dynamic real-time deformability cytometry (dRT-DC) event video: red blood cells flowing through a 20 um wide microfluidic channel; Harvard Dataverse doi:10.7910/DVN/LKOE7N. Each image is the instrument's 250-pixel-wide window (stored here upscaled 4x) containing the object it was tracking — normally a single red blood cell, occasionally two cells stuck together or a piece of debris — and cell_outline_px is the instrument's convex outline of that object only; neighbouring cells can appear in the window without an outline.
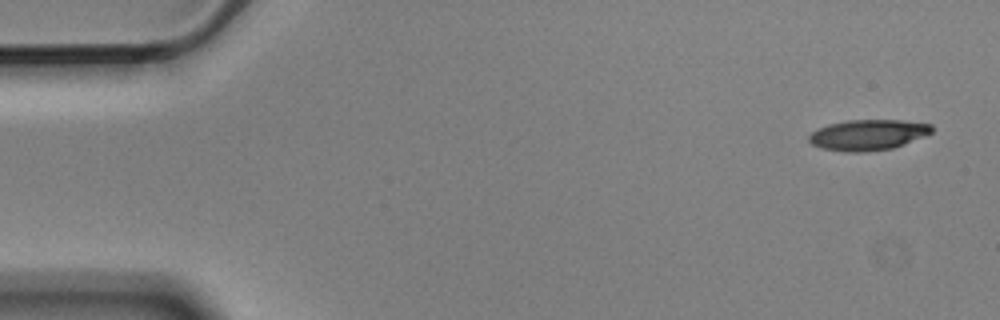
{"species": "Egyptian fruit bat (a non-hibernating species)", "species_latin": "Rousettus aegyptiacus", "temperature_condition": "cold", "stored_images_in_passage": 5, "segment_of_instrument_passage": [1, 2], "camera_frame_rate_fps": 3000, "um_per_image_px": 0.085, "animal": {"sex": "male"}, "frame": {"image": 1, "passage_image": 1, "time_ms": 0.0, "image_size_px": [1000, 320], "cell_outline_px": [[932, 132], [924, 136], [904, 144], [892, 148], [864, 152], [844, 152], [820, 148], [812, 144], [808, 140], [808, 136], [812, 132], [828, 124], [848, 120], [900, 120], [932, 124]], "centroid_in_image_um": [73.76, 11.47], "position_along_channel_um": 11.2, "area_um2": 21.91}}